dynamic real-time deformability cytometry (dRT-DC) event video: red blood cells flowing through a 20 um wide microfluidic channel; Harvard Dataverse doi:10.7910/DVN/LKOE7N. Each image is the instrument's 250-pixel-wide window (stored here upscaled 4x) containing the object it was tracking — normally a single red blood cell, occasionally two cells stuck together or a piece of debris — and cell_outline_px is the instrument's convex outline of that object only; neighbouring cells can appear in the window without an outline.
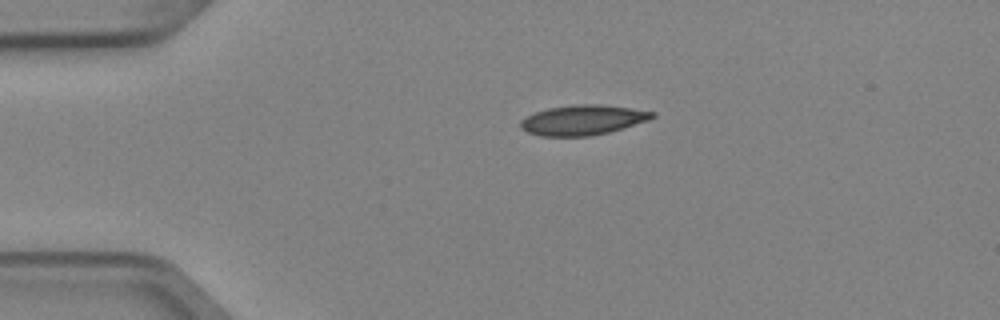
{"species": "Egyptian fruit bat (a non-hibernating species)", "species_latin": "Rousettus aegyptiacus", "temperature_condition": "cold", "stored_images_in_passage": 2, "camera_frame_rate_fps": 3000, "um_per_image_px": 0.085, "animal": {"sex": "female"}, "frame": {"image": 1, "passage_image": 2, "time_ms": 0.333, "image_size_px": [1000, 320], "cell_outline_px": [[656, 116], [648, 120], [624, 128], [592, 136], [540, 136], [528, 132], [520, 128], [520, 120], [524, 116], [548, 108], [580, 104], [596, 104], [632, 108], [656, 112]], "centroid_in_image_um": [49.53, 10.2], "position_along_channel_um": 35.5, "area_um2": 23.06}}